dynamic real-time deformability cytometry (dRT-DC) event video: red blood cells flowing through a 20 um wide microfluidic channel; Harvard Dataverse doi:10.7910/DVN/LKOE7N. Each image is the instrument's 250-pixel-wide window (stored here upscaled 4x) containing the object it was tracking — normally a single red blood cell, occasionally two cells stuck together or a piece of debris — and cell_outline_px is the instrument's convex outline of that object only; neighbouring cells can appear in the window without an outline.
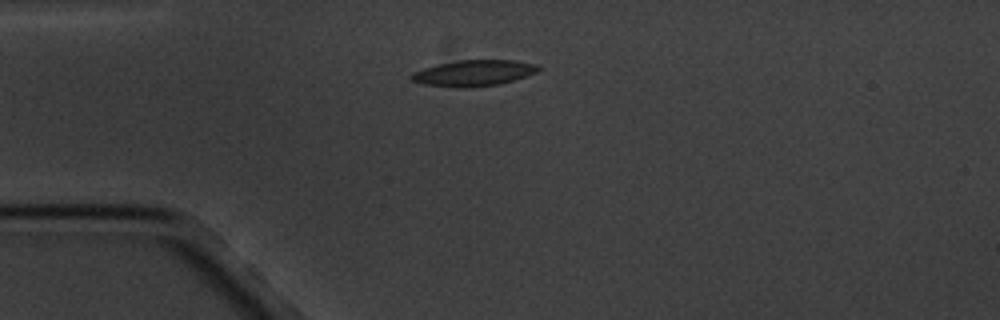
{"species": "common noctule bat (a hibernating species)", "species_latin": "Nyctalus noctula", "temperature_condition": "cold", "stored_images_in_passage": 6, "camera_frame_rate_fps": 3000, "um_per_image_px": 0.085, "animal": {"sex": "male", "body_mass_g": 20.1, "forearm_length_mm": 53.5}, "frame": {"image": 1, "passage_image": 1, "time_ms": 0.0, "image_size_px": [1000, 320], "cell_outline_px": [[540, 68], [536, 72], [500, 84], [472, 88], [460, 88], [424, 84], [412, 80], [412, 72], [436, 64], [456, 60], [516, 60], [536, 64]], "centroid_in_image_um": [40.25, 6.2], "position_along_channel_um": 44.7, "area_um2": 19.19}}
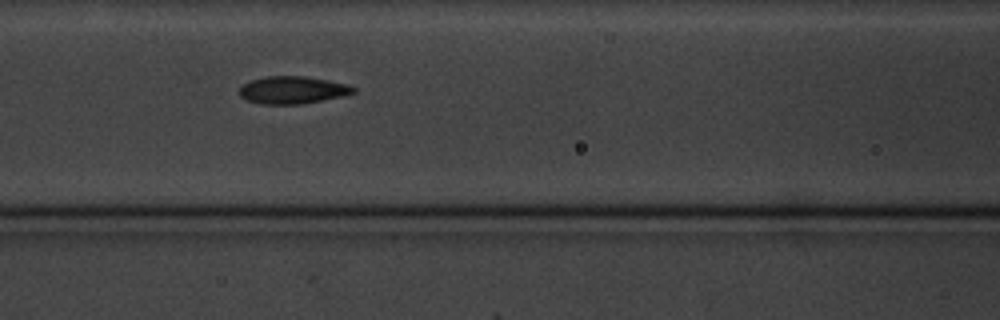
{"frame": {"image": 2, "passage_image": 4, "time_ms": 3.333, "image_size_px": [1000, 320], "cell_outline_px": [[356, 92], [340, 96], [300, 104], [260, 104], [244, 100], [236, 92], [244, 84], [252, 80], [268, 76], [304, 76], [328, 80], [348, 84], [356, 88]], "centroid_in_image_um": [24.82, 7.65], "position_along_channel_um": 141.8, "area_um2": 18.21}}
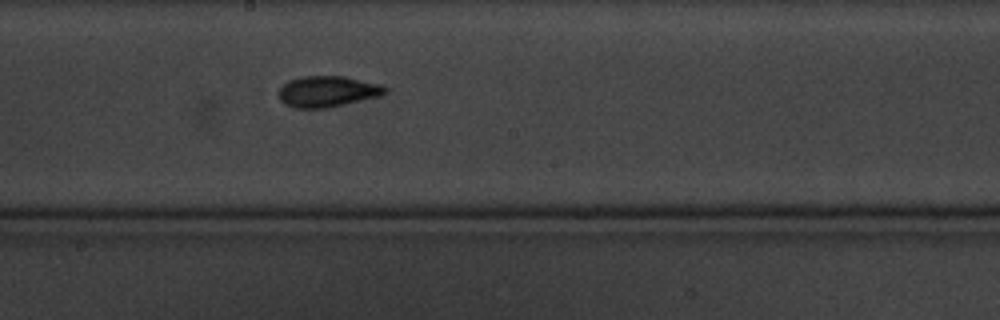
{"frame": {"image": 3, "passage_image": 6, "time_ms": 5.667, "image_size_px": [1000, 320], "cell_outline_px": [[388, 92], [384, 96], [328, 108], [296, 108], [284, 104], [280, 100], [280, 88], [288, 80], [300, 76], [344, 76], [380, 84], [388, 88]], "centroid_in_image_um": [27.89, 7.78], "position_along_channel_um": 220.3, "area_um2": 19.54}}